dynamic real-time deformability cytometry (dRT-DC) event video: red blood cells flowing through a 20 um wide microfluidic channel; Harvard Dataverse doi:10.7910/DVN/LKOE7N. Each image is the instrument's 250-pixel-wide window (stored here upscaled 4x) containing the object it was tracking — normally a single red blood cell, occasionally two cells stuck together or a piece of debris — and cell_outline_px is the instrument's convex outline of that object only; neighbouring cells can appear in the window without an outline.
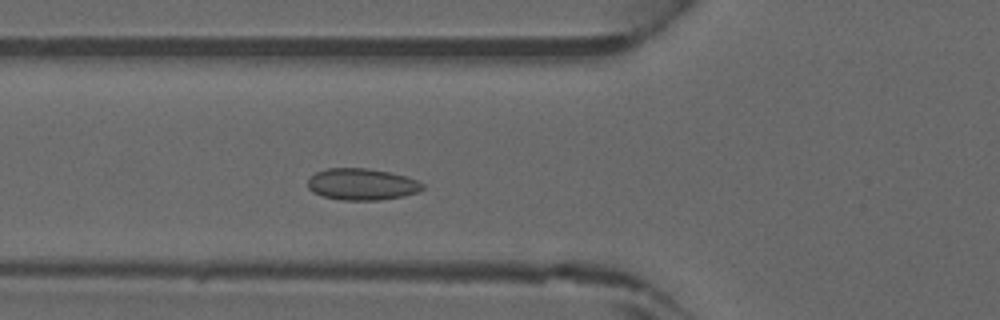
{"species": "common noctule bat (a hibernating species)", "species_latin": "Nyctalus noctula", "temperature_condition": "warm", "stored_images_in_passage": 42, "camera_frame_rate_fps": 3000, "um_per_image_px": 0.085, "animal": {"sex": "male", "forearm_length_mm": 52.5}, "frame": {"image": 1, "passage_image": 13, "time_ms": 4.0, "image_size_px": [1000, 320], "cell_outline_px": [[424, 188], [416, 192], [404, 196], [380, 200], [340, 200], [324, 196], [312, 192], [308, 188], [308, 180], [316, 172], [328, 168], [364, 168], [388, 172], [404, 176], [416, 180], [424, 184]], "centroid_in_image_um": [30.74, 15.67], "position_along_channel_um": 95.1, "area_um2": 20.98}}
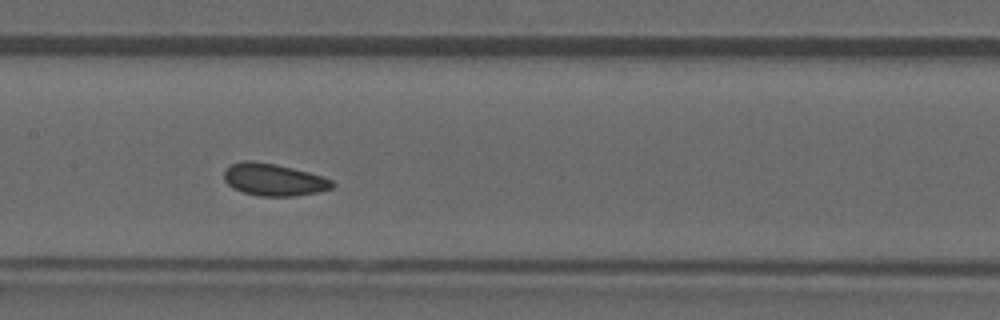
{"frame": {"image": 2, "passage_image": 19, "time_ms": 6.0, "image_size_px": [1000, 320], "cell_outline_px": [[336, 184], [332, 188], [320, 192], [296, 196], [260, 196], [244, 192], [232, 188], [224, 180], [224, 172], [232, 164], [244, 160], [252, 160], [276, 164], [308, 172], [332, 180]], "centroid_in_image_um": [23.28, 15.28], "position_along_channel_um": 184.1, "area_um2": 20.29}}